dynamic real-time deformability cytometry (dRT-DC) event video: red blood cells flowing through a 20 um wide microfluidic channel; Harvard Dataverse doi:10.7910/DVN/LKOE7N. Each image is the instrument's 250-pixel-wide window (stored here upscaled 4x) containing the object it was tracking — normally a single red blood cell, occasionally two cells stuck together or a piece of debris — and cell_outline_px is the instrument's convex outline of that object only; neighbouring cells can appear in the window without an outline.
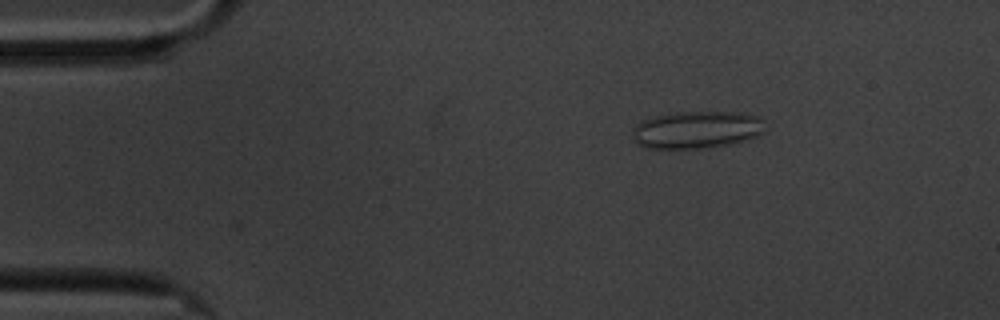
{"species": "common noctule bat (a hibernating species)", "species_latin": "Nyctalus noctula", "temperature_condition": "cold", "stored_images_in_passage": 16, "camera_frame_rate_fps": 3000, "um_per_image_px": 0.085, "animal": {"sex": "male", "body_mass_g": 20.1, "forearm_length_mm": 53.5}, "frame": {"image": 1, "passage_image": 3, "time_ms": 0.667, "image_size_px": [1000, 320], "cell_outline_px": [[764, 132], [756, 136], [732, 144], [704, 148], [644, 148], [636, 144], [632, 136], [632, 132], [636, 124], [640, 120], [652, 116], [668, 112], [740, 112], [760, 116], [764, 120]], "centroid_in_image_um": [59.19, 11.01], "position_along_channel_um": 25.8, "area_um2": 29.42}}
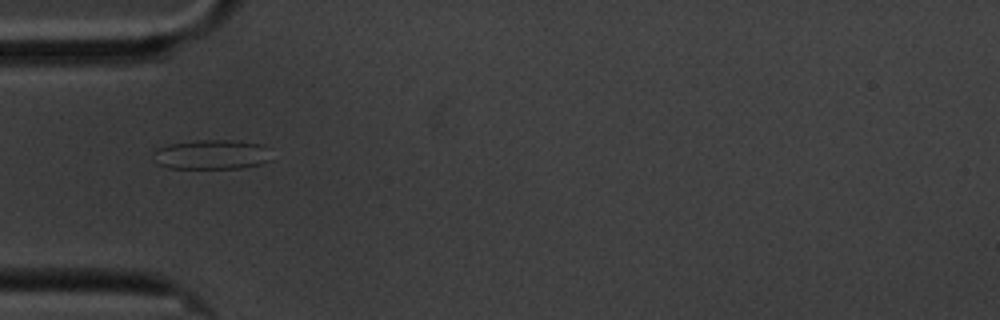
{"frame": {"image": 2, "passage_image": 12, "time_ms": 3.667, "image_size_px": [1000, 320], "cell_outline_px": [[272, 160], [260, 164], [240, 168], [168, 168], [156, 164], [156, 152], [160, 148], [172, 144], [196, 140], [232, 140], [264, 144]], "centroid_in_image_um": [18.05, 13.14], "position_along_channel_um": 66.9, "area_um2": 20.17}}
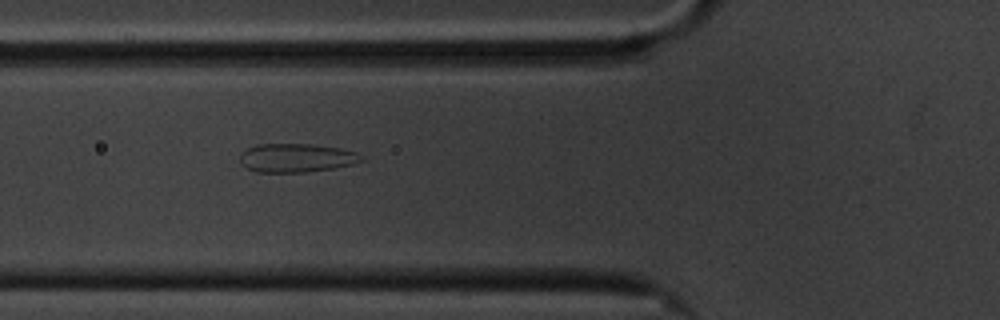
{"frame": {"image": 3, "passage_image": 15, "time_ms": 4.667, "image_size_px": [1000, 320], "cell_outline_px": [[364, 160], [352, 164], [336, 168], [304, 172], [256, 172], [244, 168], [240, 164], [240, 152], [256, 144], [312, 144], [340, 148], [356, 152]], "centroid_in_image_um": [25.14, 13.42], "position_along_channel_um": 100.7, "area_um2": 20.46}}